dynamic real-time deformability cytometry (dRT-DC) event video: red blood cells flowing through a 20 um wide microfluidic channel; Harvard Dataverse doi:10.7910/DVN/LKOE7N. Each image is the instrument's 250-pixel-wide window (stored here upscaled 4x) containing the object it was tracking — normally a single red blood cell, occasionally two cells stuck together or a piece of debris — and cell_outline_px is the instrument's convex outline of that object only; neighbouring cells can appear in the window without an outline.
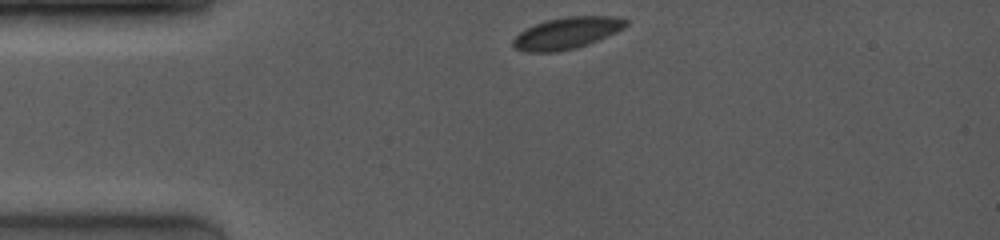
{"species": "common noctule bat (a hibernating species)", "species_latin": "Nyctalus noctula", "temperature_condition": "room temperature", "stored_images_in_passage": 44, "camera_frame_rate_fps": 4000, "um_per_image_px": 0.085, "animal": {"sex": "female", "body_mass_g": 19.0, "forearm_length_mm": 53.3}, "frame": {"image": 1, "passage_image": 1, "time_ms": 0.0, "image_size_px": [1000, 240], "cell_outline_px": [[628, 24], [624, 28], [616, 32], [588, 44], [576, 48], [556, 52], [524, 52], [516, 48], [512, 44], [512, 40], [520, 32], [536, 24], [548, 20], [568, 16], [612, 16], [628, 20]], "centroid_in_image_um": [48.19, 2.82], "position_along_channel_um": 36.8, "area_um2": 20.63}}
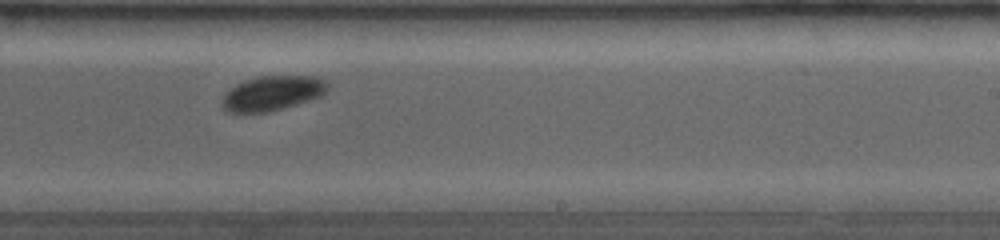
{"frame": {"image": 2, "passage_image": 33, "time_ms": 6.5, "image_size_px": [1000, 240], "cell_outline_px": [[328, 88], [320, 96], [284, 108], [268, 112], [236, 116], [228, 112], [220, 104], [224, 96], [236, 84], [244, 80], [260, 76], [316, 76], [324, 80], [328, 84]], "centroid_in_image_um": [23.08, 7.96], "position_along_channel_um": 265.9, "area_um2": 21.68}}
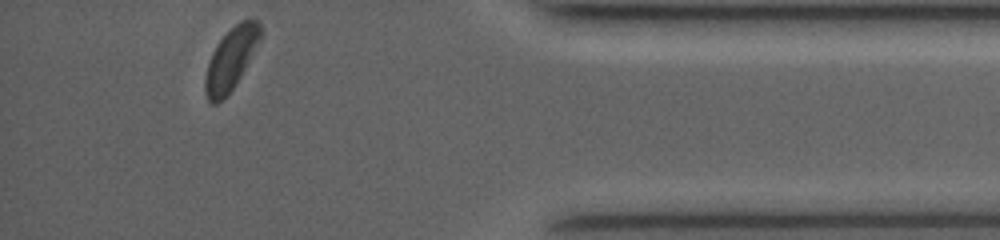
{"frame": {"image": 3, "passage_image": 44, "time_ms": 10.75, "image_size_px": [1000, 240], "cell_outline_px": [[264, 32], [260, 40], [236, 84], [216, 104], [212, 104], [208, 100], [204, 92], [204, 80], [208, 64], [212, 52], [216, 44], [240, 20], [256, 20], [260, 24]], "centroid_in_image_um": [19.63, 5.0], "position_along_channel_um": 415.6, "area_um2": 19.65}}